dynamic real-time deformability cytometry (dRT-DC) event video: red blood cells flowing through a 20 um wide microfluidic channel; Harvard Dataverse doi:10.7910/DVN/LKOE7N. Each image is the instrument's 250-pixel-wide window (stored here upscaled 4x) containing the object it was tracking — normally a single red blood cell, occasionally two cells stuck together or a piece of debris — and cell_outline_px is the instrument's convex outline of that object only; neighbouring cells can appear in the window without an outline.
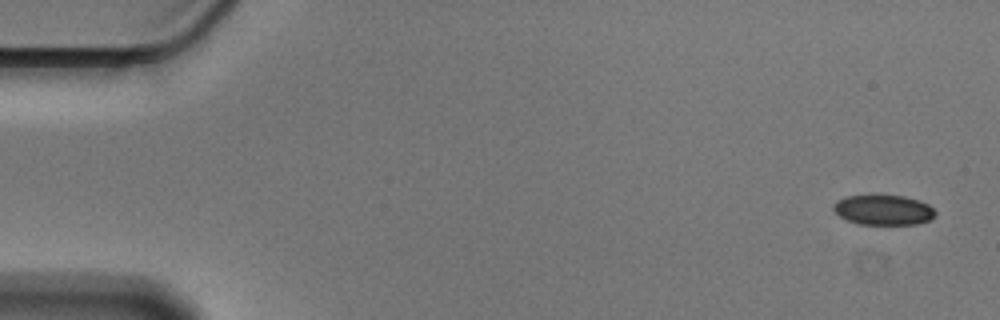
{"species": "Egyptian fruit bat (a non-hibernating species)", "species_latin": "Rousettus aegyptiacus", "temperature_condition": "cold", "stored_images_in_passage": 55, "camera_frame_rate_fps": 3000, "um_per_image_px": 0.085, "animal": {"sex": "male"}, "frame": {"image": 1, "passage_image": 1, "time_ms": 0.0, "image_size_px": [1000, 320], "cell_outline_px": [[936, 212], [928, 220], [916, 224], [860, 224], [848, 220], [840, 216], [832, 208], [832, 204], [836, 200], [844, 196], [904, 196], [920, 200], [928, 204]], "centroid_in_image_um": [75.06, 17.84], "position_along_channel_um": 9.9, "area_um2": 17.63}}
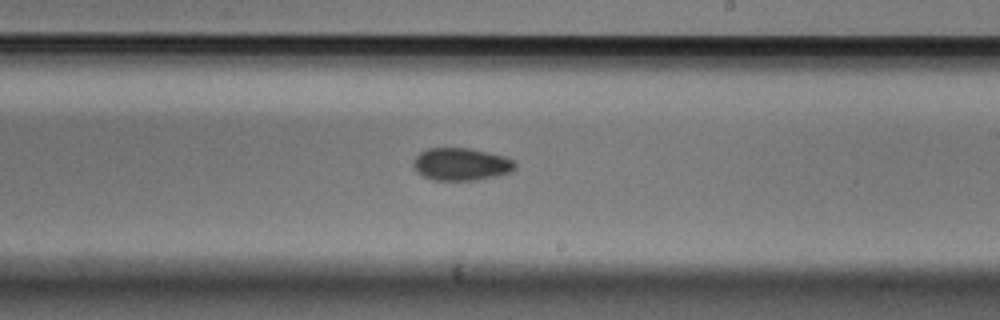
{"frame": {"image": 2, "passage_image": 32, "time_ms": 10.333, "image_size_px": [1000, 320], "cell_outline_px": [[516, 168], [508, 172], [496, 176], [476, 180], [436, 180], [424, 176], [416, 172], [412, 164], [416, 156], [420, 152], [428, 148], [468, 148], [488, 152], [504, 156], [512, 160], [516, 164]], "centroid_in_image_um": [39.18, 13.95], "position_along_channel_um": 249.8, "area_um2": 19.19}}
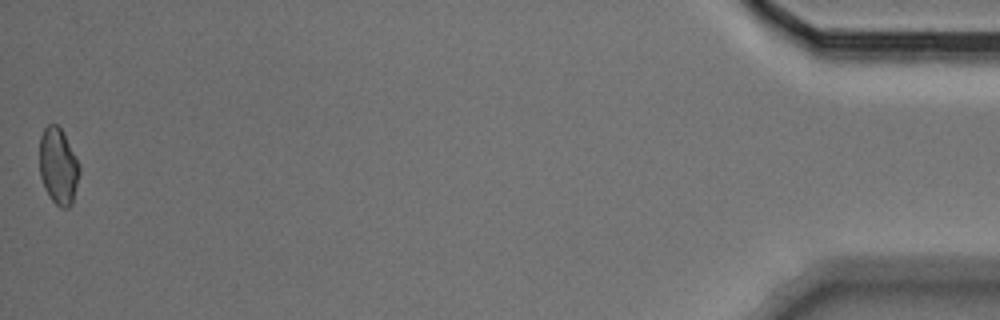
{"frame": {"image": 3, "passage_image": 55, "time_ms": 18.0, "image_size_px": [1000, 320], "cell_outline_px": [[80, 172], [72, 204], [68, 208], [60, 208], [52, 200], [44, 188], [40, 176], [40, 136], [44, 128], [48, 124], [56, 124], [60, 128], [80, 164]], "centroid_in_image_um": [4.95, 14.15], "position_along_channel_um": 430.2, "area_um2": 17.74}, "authors_computed_cell_mechanics": {"area_um2": 19.1896, "velocity_mm_per_s": 3.5686, "shape_relaxation_time_tau1_ms": 2.2614, "shape_relaxation_time_tau2_ms": 6.931, "deformation_change_tau1": 0.0581, "deformation_change_tau2": 0.0973}}